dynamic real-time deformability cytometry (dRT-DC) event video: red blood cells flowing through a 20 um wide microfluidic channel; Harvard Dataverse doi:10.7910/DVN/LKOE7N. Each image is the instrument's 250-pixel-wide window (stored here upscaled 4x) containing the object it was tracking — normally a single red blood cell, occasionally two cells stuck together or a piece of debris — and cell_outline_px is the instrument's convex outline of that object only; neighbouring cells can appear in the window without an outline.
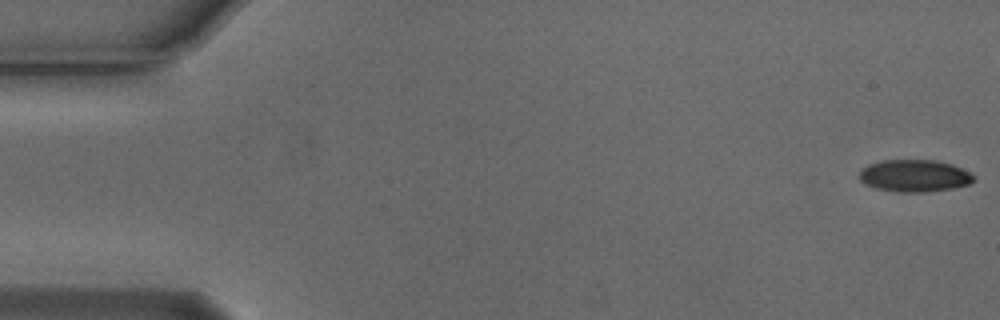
{"species": "Egyptian fruit bat (a non-hibernating species)", "species_latin": "Rousettus aegyptiacus", "temperature_condition": "cold", "stored_images_in_passage": 54, "camera_frame_rate_fps": 3000, "um_per_image_px": 0.085, "animal": {"sex": "male"}, "frame": {"image": 1, "passage_image": 1, "time_ms": 0.0, "image_size_px": [1000, 320], "cell_outline_px": [[976, 180], [972, 184], [952, 188], [924, 192], [896, 192], [876, 188], [864, 184], [860, 180], [860, 168], [868, 164], [884, 160], [932, 160], [952, 164], [976, 176]], "centroid_in_image_um": [77.73, 14.94], "position_along_channel_um": 7.3, "area_um2": 21.56}}
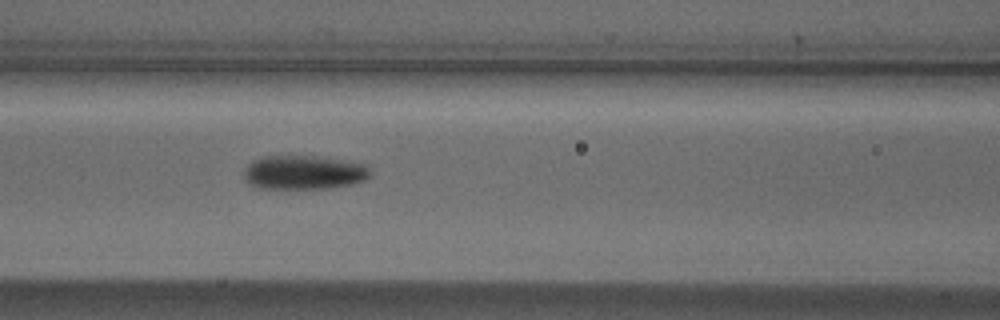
{"frame": {"image": 2, "passage_image": 23, "time_ms": 7.333, "image_size_px": [1000, 320], "cell_outline_px": [[372, 176], [368, 180], [352, 184], [328, 188], [252, 188], [248, 184], [244, 176], [244, 172], [248, 164], [252, 160], [260, 156], [316, 156], [352, 160], [368, 164], [372, 172]], "centroid_in_image_um": [25.9, 14.64], "position_along_channel_um": 140.7, "area_um2": 25.78}}
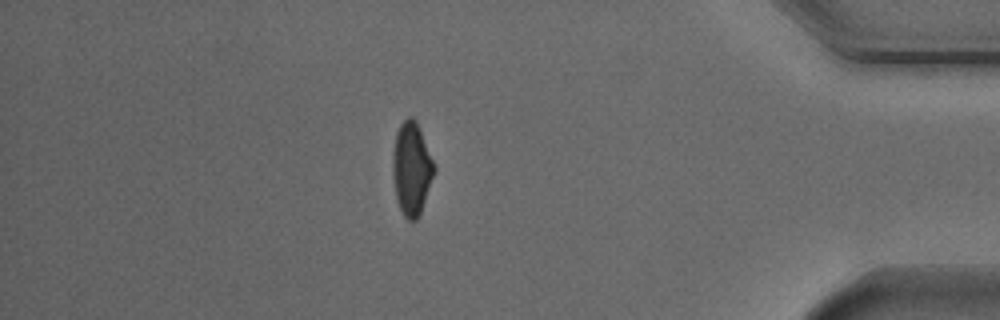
{"frame": {"image": 3, "passage_image": 47, "time_ms": 15.333, "image_size_px": [1000, 320], "cell_outline_px": [[436, 168], [420, 212], [416, 220], [408, 220], [404, 216], [396, 200], [392, 176], [392, 152], [396, 132], [400, 124], [408, 116], [412, 116], [416, 120], [420, 128]], "centroid_in_image_um": [34.96, 14.3], "position_along_channel_um": 400.2, "area_um2": 22.48}, "authors_computed_cell_mechanics": {"area_um2": 23.0622, "velocity_mm_per_s": 3.766, "shape_relaxation_time_tau1_ms": 3.2005, "shape_relaxation_time_tau2_ms": 5.766, "deformation_change_tau1": 0.1118, "deformation_change_tau2": 0.1113}}